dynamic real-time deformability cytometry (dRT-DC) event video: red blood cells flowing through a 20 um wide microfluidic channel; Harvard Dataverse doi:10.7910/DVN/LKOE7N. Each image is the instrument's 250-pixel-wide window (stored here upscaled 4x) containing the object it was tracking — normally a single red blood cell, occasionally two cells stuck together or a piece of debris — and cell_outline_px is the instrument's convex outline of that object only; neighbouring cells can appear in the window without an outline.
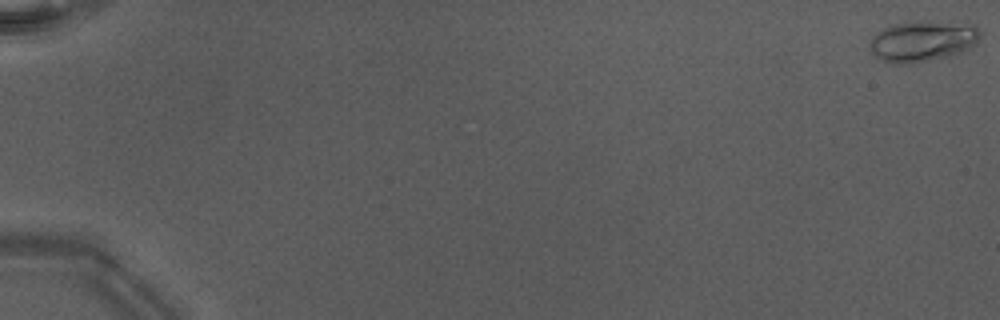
{"species": "Egyptian fruit bat (a non-hibernating species)", "species_latin": "Rousettus aegyptiacus", "temperature_condition": "warm", "stored_images_in_passage": 17, "camera_frame_rate_fps": 3000, "um_per_image_px": 0.085, "animal": {"sex": "male"}, "frame": {"image": 1, "passage_image": 1, "time_ms": 0.0, "image_size_px": [1000, 320], "cell_outline_px": [[980, 36], [976, 44], [960, 52], [948, 56], [912, 64], [896, 64], [880, 60], [868, 48], [868, 44], [872, 36], [876, 32], [892, 24], [920, 20], [968, 20], [976, 24], [980, 32]], "centroid_in_image_um": [78.46, 3.44], "position_along_channel_um": 6.5, "area_um2": 27.4}}